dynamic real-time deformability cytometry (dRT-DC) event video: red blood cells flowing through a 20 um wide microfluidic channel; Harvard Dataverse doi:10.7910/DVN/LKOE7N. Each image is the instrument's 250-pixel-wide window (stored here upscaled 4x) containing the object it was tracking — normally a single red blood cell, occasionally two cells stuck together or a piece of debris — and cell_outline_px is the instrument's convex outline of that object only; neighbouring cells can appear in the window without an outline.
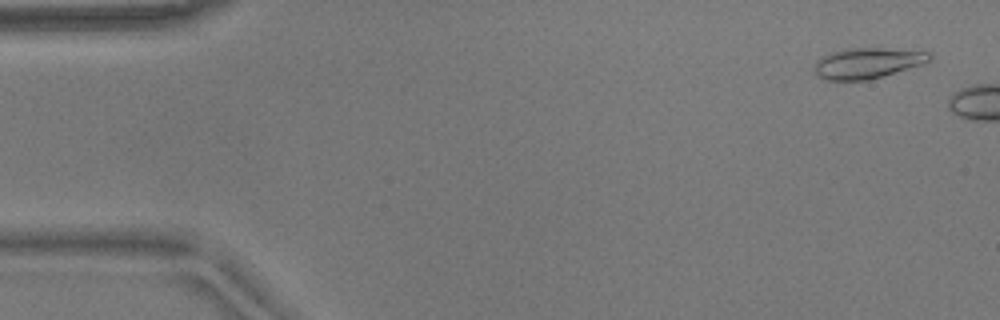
{"species": "common noctule bat (a hibernating species)", "species_latin": "Nyctalus noctula", "temperature_condition": "warm", "stored_images_in_passage": 14, "camera_frame_rate_fps": 3000, "um_per_image_px": 0.085, "animal": {"sex": "male", "body_mass_g": 17.9}, "frame": {"image": 1, "passage_image": 3, "time_ms": 0.667, "image_size_px": [1000, 320], "cell_outline_px": [[932, 56], [928, 60], [920, 64], [884, 76], [868, 80], [824, 80], [816, 76], [816, 60], [832, 52], [844, 48], [884, 48], [932, 52]], "centroid_in_image_um": [73.71, 5.36], "position_along_channel_um": 11.3, "area_um2": 20.4}}